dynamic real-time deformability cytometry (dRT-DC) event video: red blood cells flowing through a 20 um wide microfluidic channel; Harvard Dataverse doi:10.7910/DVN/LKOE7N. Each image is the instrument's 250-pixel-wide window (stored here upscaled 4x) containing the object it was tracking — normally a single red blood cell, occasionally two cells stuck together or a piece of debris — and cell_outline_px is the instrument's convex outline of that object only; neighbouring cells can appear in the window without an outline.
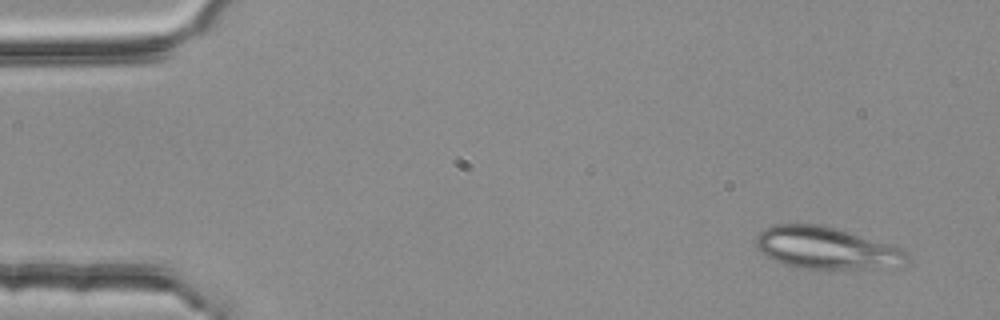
{"species": "common noctule bat (a hibernating species)", "species_latin": "Nyctalus noctula", "temperature_condition": "room temperature", "stored_images_in_passage": 3, "camera_frame_rate_fps": 3000, "um_per_image_px": 0.085, "animal": {"sex": "female", "body_mass_g": 25.1}, "frame": {"image": 1, "passage_image": 3, "time_ms": 0.667, "image_size_px": [1000, 320], "cell_outline_px": [[912, 256], [904, 264], [864, 268], [804, 268], [784, 264], [760, 252], [756, 248], [756, 236], [764, 228], [772, 224], [816, 224], [836, 228], [904, 248]], "centroid_in_image_um": [70.23, 21.06], "position_along_channel_um": 14.8, "area_um2": 36.65}}